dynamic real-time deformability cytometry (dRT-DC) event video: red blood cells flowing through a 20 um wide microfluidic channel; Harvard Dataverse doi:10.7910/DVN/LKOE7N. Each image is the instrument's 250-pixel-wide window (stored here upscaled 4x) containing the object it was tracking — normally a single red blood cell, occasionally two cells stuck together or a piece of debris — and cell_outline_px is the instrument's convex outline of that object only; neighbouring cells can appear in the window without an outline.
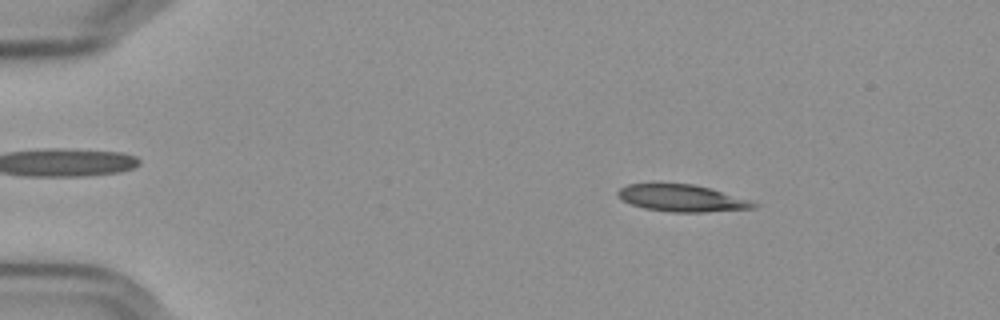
{"species": "Egyptian fruit bat (a non-hibernating species)", "species_latin": "Rousettus aegyptiacus", "temperature_condition": "cold", "stored_images_in_passage": 54, "camera_frame_rate_fps": 3000, "um_per_image_px": 0.085, "frame": {"image": 1, "passage_image": 7, "time_ms": 2.0, "image_size_px": [1000, 320], "cell_outline_px": [[760, 204], [756, 208], [704, 212], [672, 212], [644, 208], [620, 200], [616, 196], [616, 192], [620, 188], [628, 184], [692, 184], [712, 188]], "centroid_in_image_um": [57.94, 16.85], "position_along_channel_um": 27.1, "area_um2": 21.27}}
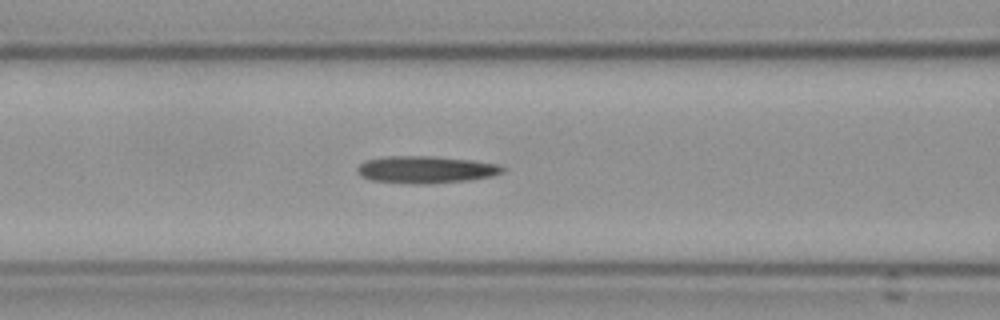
{"frame": {"image": 2, "passage_image": 22, "time_ms": 7.0, "image_size_px": [1000, 320], "cell_outline_px": [[504, 172], [492, 176], [468, 180], [424, 184], [412, 184], [372, 180], [364, 176], [356, 168], [360, 164], [368, 160], [388, 156], [432, 156], [468, 160], [500, 164], [504, 168]], "centroid_in_image_um": [36.24, 14.42], "position_along_channel_um": 130.4, "area_um2": 22.66}}
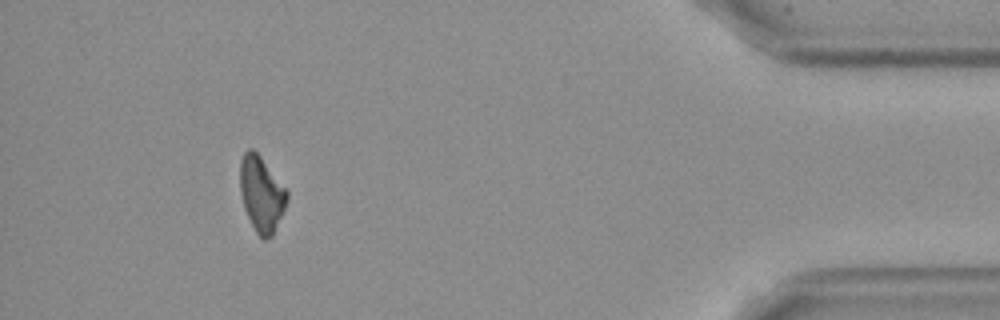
{"frame": {"image": 3, "passage_image": 50, "time_ms": 16.333, "image_size_px": [1000, 320], "cell_outline_px": [[288, 200], [272, 236], [264, 240], [256, 232], [244, 208], [240, 192], [240, 160], [244, 152], [248, 148], [252, 148], [260, 156], [288, 192]], "centroid_in_image_um": [22.21, 16.48], "position_along_channel_um": 413.0, "area_um2": 20.35}, "authors_computed_cell_mechanics": {"area_um2": 21.5305, "velocity_mm_per_s": 3.5942, "shape_relaxation_time_tau1_ms": 7.8787, "shape_relaxation_time_tau2_ms": null, "deformation_change_tau1": 0.1575, "deformation_change_tau2": null}}